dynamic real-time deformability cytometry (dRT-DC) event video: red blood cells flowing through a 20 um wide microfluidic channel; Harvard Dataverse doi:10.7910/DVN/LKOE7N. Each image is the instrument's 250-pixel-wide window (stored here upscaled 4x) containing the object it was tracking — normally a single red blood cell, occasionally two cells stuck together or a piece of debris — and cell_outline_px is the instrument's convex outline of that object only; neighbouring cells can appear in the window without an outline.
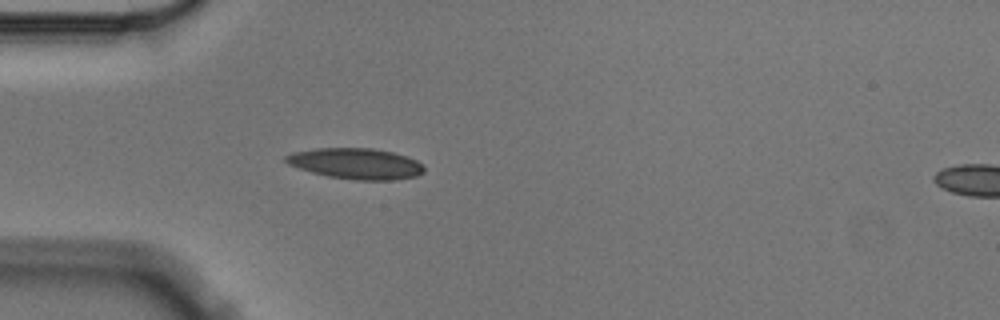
{"species": "Egyptian fruit bat (a non-hibernating species)", "species_latin": "Rousettus aegyptiacus", "temperature_condition": "cold", "stored_images_in_passage": 4, "segment_of_instrument_passage": [1, 2], "camera_frame_rate_fps": 3000, "um_per_image_px": 0.085, "animal": {"sex": "male"}, "frame": {"image": 1, "passage_image": 3, "time_ms": 0.667, "image_size_px": [1000, 320], "cell_outline_px": [[424, 172], [416, 176], [396, 180], [356, 180], [328, 176], [312, 172], [288, 164], [284, 160], [284, 156], [292, 152], [316, 148], [372, 148], [392, 152], [408, 156], [424, 164]], "centroid_in_image_um": [30.28, 13.9], "position_along_channel_um": 54.7, "area_um2": 24.97}}